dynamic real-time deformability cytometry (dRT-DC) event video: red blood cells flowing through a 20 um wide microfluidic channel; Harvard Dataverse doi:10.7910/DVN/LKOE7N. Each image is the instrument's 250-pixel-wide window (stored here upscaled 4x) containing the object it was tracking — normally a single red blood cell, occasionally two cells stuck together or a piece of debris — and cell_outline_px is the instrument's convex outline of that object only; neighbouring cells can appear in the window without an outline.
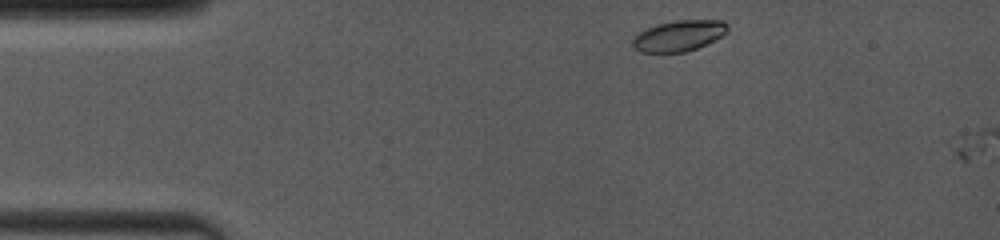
{"species": "common noctule bat (a hibernating species)", "species_latin": "Nyctalus noctula", "temperature_condition": "room temperature", "stored_images_in_passage": 3, "camera_frame_rate_fps": 4000, "um_per_image_px": 0.085, "animal": {"sex": "female", "body_mass_g": 19.0, "forearm_length_mm": 53.3}, "frame": {"image": 1, "passage_image": 1, "time_ms": 0.0, "image_size_px": [1000, 240], "cell_outline_px": [[728, 32], [716, 40], [696, 48], [684, 52], [640, 52], [632, 48], [632, 36], [648, 28], [660, 24], [676, 20], [724, 20], [728, 24]], "centroid_in_image_um": [57.72, 3.04], "position_along_channel_um": 27.3, "area_um2": 17.17}}